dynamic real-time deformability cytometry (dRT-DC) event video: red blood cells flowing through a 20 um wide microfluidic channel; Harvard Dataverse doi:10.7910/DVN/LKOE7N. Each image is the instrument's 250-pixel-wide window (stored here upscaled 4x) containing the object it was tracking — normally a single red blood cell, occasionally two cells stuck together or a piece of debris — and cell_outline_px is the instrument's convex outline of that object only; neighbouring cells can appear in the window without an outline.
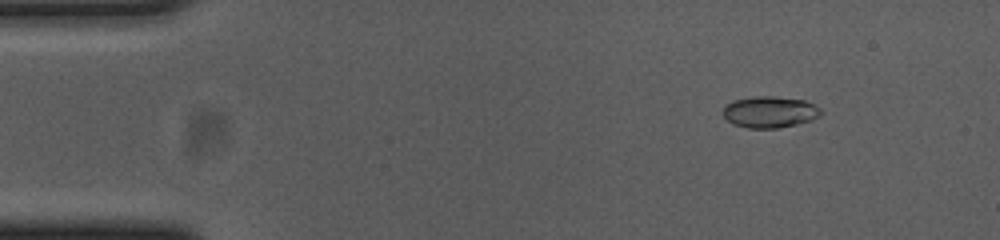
{"species": "common noctule bat (a hibernating species)", "species_latin": "Nyctalus noctula", "temperature_condition": "cold", "stored_images_in_passage": 49, "camera_frame_rate_fps": 3000, "um_per_image_px": 0.085, "animal": {"sex": "female", "body_mass_g": 23.0, "forearm_length_mm": 53.4}, "frame": {"image": 1, "passage_image": 1, "time_ms": 0.0, "image_size_px": [1000, 240], "cell_outline_px": [[824, 112], [820, 116], [812, 120], [796, 124], [776, 128], [748, 128], [732, 124], [724, 116], [724, 104], [732, 100], [752, 96], [772, 96], [804, 100], [820, 108]], "centroid_in_image_um": [65.42, 9.51], "position_along_channel_um": 19.6, "area_um2": 18.03}}
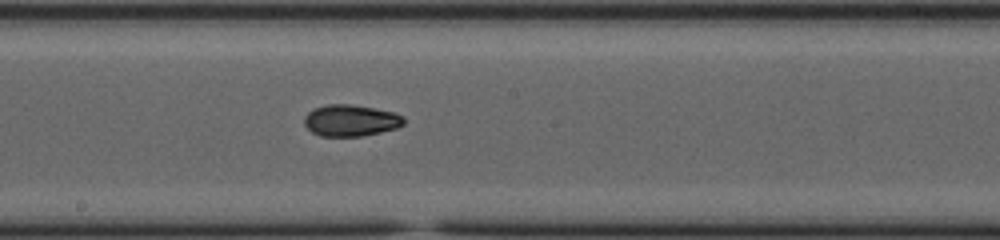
{"frame": {"image": 2, "passage_image": 24, "time_ms": 7.667, "image_size_px": [1000, 240], "cell_outline_px": [[404, 124], [396, 128], [380, 132], [360, 136], [320, 136], [312, 132], [304, 124], [304, 116], [312, 108], [328, 104], [352, 104], [396, 112], [404, 116]], "centroid_in_image_um": [29.8, 10.23], "position_along_channel_um": 218.4, "area_um2": 18.44}}
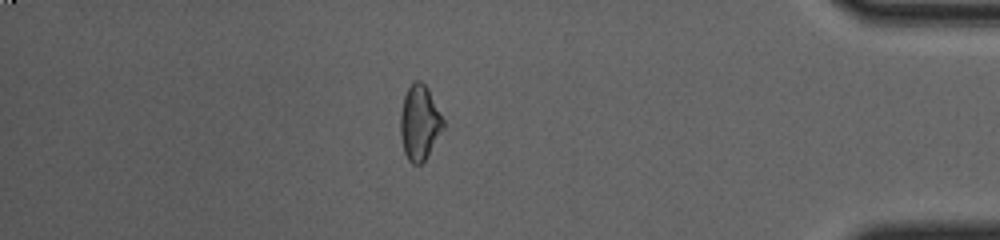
{"frame": {"image": 3, "passage_image": 42, "time_ms": 13.667, "image_size_px": [1000, 240], "cell_outline_px": [[444, 128], [424, 160], [420, 164], [412, 164], [408, 160], [404, 152], [400, 132], [400, 112], [404, 96], [408, 88], [416, 80], [420, 80], [428, 88], [444, 120]], "centroid_in_image_um": [35.65, 10.42], "position_along_channel_um": 399.5, "area_um2": 18.55}, "authors_computed_cell_mechanics": {"area_um2": 18.1492, "velocity_mm_per_s": 3.6964, "shape_relaxation_time_tau1_ms": 8.6991, "shape_relaxation_time_tau2_ms": 4.5864, "deformation_change_tau1": 0.1889, "deformation_change_tau2": 0.0746}}